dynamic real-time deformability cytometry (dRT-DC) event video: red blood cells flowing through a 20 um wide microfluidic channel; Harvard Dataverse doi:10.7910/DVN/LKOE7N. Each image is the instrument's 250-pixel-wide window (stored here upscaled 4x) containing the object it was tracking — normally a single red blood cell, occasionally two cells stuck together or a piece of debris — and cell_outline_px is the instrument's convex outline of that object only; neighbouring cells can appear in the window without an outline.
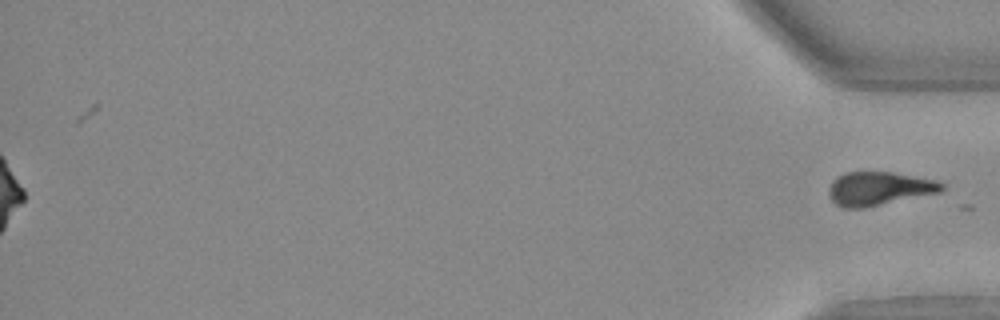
{"species": "Egyptian fruit bat (a non-hibernating species)", "species_latin": "Rousettus aegyptiacus", "temperature_condition": "warm", "stored_images_in_passage": 46, "segment_of_instrument_passage": [2, 2], "camera_frame_rate_fps": 3000, "um_per_image_px": 0.085, "animal": {"sex": "female"}, "frame": {"image": 1, "passage_image": 46, "time_ms": 15.0, "image_size_px": [1000, 320], "cell_outline_px": [[944, 188], [940, 192], [864, 208], [844, 208], [836, 204], [832, 200], [828, 192], [828, 188], [832, 180], [836, 176], [844, 172], [892, 172], [936, 180], [944, 184]], "centroid_in_image_um": [74.68, 16.02], "position_along_channel_um": 360.5, "area_um2": 22.14}}